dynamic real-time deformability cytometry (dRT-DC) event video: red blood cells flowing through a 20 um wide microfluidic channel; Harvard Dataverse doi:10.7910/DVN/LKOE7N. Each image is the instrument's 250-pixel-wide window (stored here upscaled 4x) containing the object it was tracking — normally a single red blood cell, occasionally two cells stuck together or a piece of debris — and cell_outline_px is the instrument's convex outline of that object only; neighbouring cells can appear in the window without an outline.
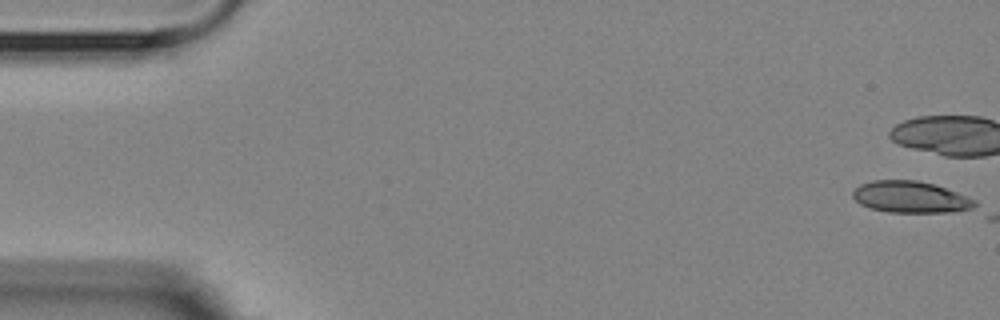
{"species": "Egyptian fruit bat (a non-hibernating species)", "species_latin": "Rousettus aegyptiacus", "temperature_condition": "room temperature", "stored_images_in_passage": 2, "camera_frame_rate_fps": 3000, "um_per_image_px": 0.085, "animal": {"sex": "female"}, "frame": {"image": 1, "passage_image": 1, "time_ms": 0.0, "image_size_px": [1000, 320], "cell_outline_px": [[980, 208], [952, 212], [888, 212], [872, 208], [860, 204], [852, 196], [852, 192], [860, 184], [872, 180], [916, 180], [932, 184], [956, 192], [976, 200], [980, 204]], "centroid_in_image_um": [77.45, 16.76], "position_along_channel_um": 7.6, "area_um2": 22.54}}